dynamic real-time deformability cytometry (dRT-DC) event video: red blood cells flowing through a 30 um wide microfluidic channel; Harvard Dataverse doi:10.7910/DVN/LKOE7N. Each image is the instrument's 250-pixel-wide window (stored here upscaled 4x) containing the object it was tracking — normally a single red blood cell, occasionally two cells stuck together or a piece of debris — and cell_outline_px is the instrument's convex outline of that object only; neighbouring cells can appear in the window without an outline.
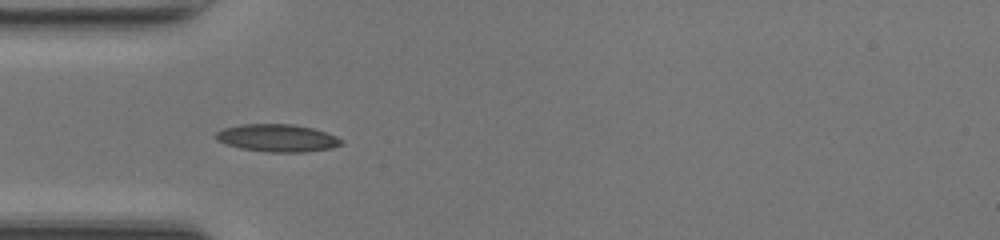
{"species": "common noctule bat (a hibernating species)", "species_latin": "Nyctalus noctula", "temperature_condition": "room temperature", "stored_images_in_passage": 35, "camera_frame_rate_fps": 3000, "um_per_image_px": 0.085, "animal": {"sex": "female", "body_mass_g": 17.0, "forearm_length_mm": 48.0}, "frame": {"image": 1, "passage_image": 1, "time_ms": 0.0, "image_size_px": [1000, 240], "cell_outline_px": [[344, 144], [332, 148], [304, 152], [268, 152], [240, 148], [216, 140], [212, 136], [216, 132], [224, 128], [240, 124], [292, 124], [312, 128], [336, 136], [344, 140]], "centroid_in_image_um": [23.57, 11.73], "position_along_channel_um": 61.4, "area_um2": 20.23}}
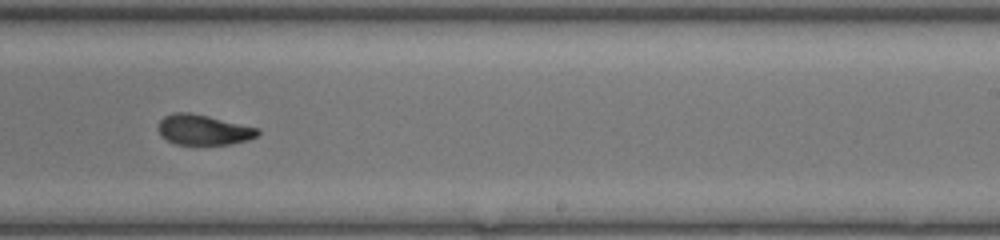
{"frame": {"image": 2, "passage_image": 16, "time_ms": 5.0, "image_size_px": [1000, 240], "cell_outline_px": [[260, 132], [256, 136], [248, 140], [232, 144], [176, 144], [160, 136], [156, 128], [160, 120], [164, 116], [172, 112], [188, 112], [208, 116], [260, 128]], "centroid_in_image_um": [17.27, 11.02], "position_along_channel_um": 271.7, "area_um2": 17.69}}
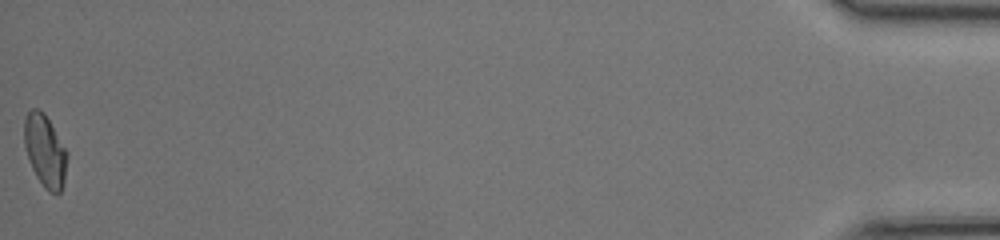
{"frame": {"image": 3, "passage_image": 35, "time_ms": 11.333, "image_size_px": [1000, 240], "cell_outline_px": [[68, 156], [64, 184], [60, 192], [56, 196], [48, 192], [44, 188], [36, 176], [32, 168], [24, 144], [24, 120], [28, 112], [32, 108], [36, 108], [44, 112], [68, 152]], "centroid_in_image_um": [3.85, 12.86], "position_along_channel_um": 431.4, "area_um2": 18.26}, "authors_computed_cell_mechanics": {"area_um2": 18.496, "velocity_mm_per_s": 4.2278, "shape_relaxation_time_tau1_ms": 7.7053, "shape_relaxation_time_tau2_ms": 1.9012, "deformation_change_tau1": 0.2091, "deformation_change_tau2": 0.0738}}